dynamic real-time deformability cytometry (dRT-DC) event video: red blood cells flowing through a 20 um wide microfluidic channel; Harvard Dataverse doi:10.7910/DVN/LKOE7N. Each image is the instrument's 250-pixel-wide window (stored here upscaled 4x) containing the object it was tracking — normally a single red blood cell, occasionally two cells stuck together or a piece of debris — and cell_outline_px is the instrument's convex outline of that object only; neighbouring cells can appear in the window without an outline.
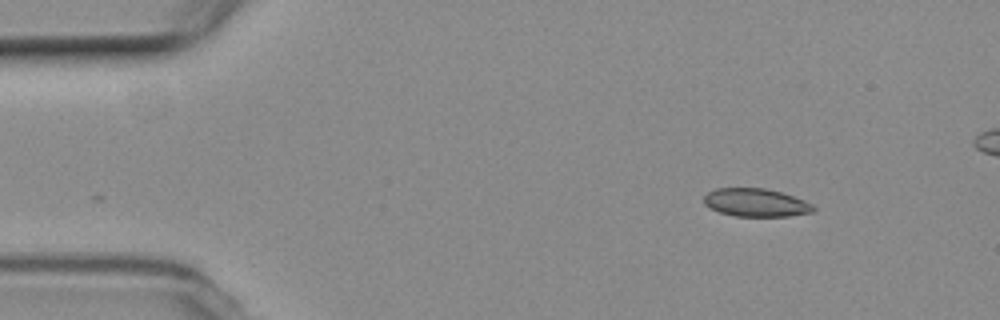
{"species": "common noctule bat (a hibernating species)", "species_latin": "Nyctalus noctula", "temperature_condition": "room temperature", "stored_images_in_passage": 2, "camera_frame_rate_fps": 3000, "um_per_image_px": 0.085, "animal": {"sex": "female", "body_mass_g": 19.3, "forearm_length_mm": 54.1}, "frame": {"image": 1, "passage_image": 2, "time_ms": 1.0, "image_size_px": [1000, 320], "cell_outline_px": [[816, 208], [812, 212], [788, 216], [736, 216], [720, 212], [704, 204], [704, 196], [708, 192], [716, 188], [764, 188], [780, 192], [804, 200], [812, 204]], "centroid_in_image_um": [64.25, 17.22], "position_along_channel_um": 20.8, "area_um2": 17.74}}